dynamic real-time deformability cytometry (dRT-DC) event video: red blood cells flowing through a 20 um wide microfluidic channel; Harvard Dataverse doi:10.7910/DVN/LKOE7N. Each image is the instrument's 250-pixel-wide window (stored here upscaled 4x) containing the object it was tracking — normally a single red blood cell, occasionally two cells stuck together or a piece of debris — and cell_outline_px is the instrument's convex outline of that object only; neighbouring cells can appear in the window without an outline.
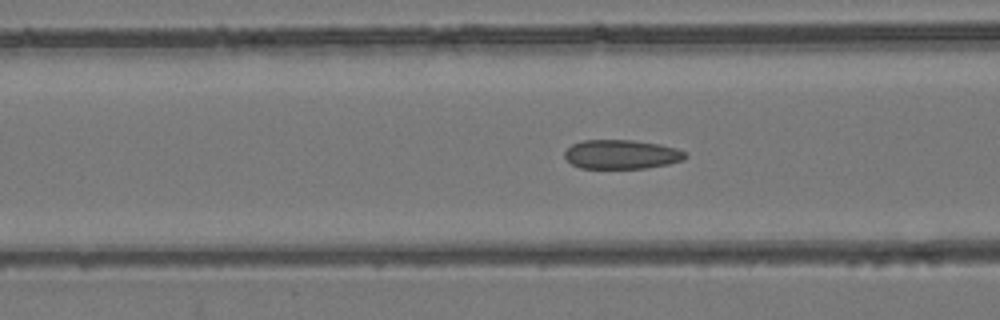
{"species": "common noctule bat (a hibernating species)", "species_latin": "Nyctalus noctula", "temperature_condition": "room temperature", "stored_images_in_passage": 51, "camera_frame_rate_fps": 3000, "um_per_image_px": 0.085, "animal": {"sex": "female", "body_mass_g": 24.6, "forearm_length_mm": 56.2}, "frame": {"image": 1, "passage_image": 22, "time_ms": 7.0, "image_size_px": [1000, 320], "cell_outline_px": [[688, 156], [684, 160], [668, 164], [644, 168], [580, 168], [572, 164], [564, 156], [564, 152], [572, 144], [584, 140], [632, 140], [660, 144], [676, 148], [688, 152]], "centroid_in_image_um": [52.86, 13.12], "position_along_channel_um": 113.7, "area_um2": 20.58}}
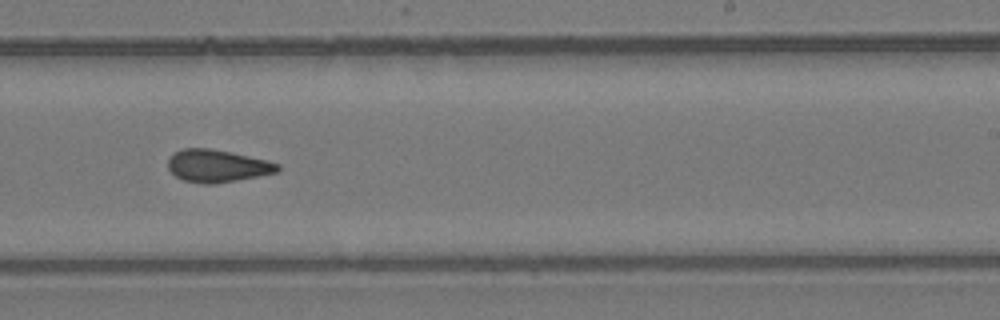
{"frame": {"image": 2, "passage_image": 34, "time_ms": 11.0, "image_size_px": [1000, 320], "cell_outline_px": [[280, 168], [276, 172], [216, 184], [204, 184], [184, 180], [176, 176], [168, 168], [168, 160], [180, 148], [208, 148], [232, 152], [268, 160], [280, 164]], "centroid_in_image_um": [18.47, 14.09], "position_along_channel_um": 270.5, "area_um2": 20.63}}
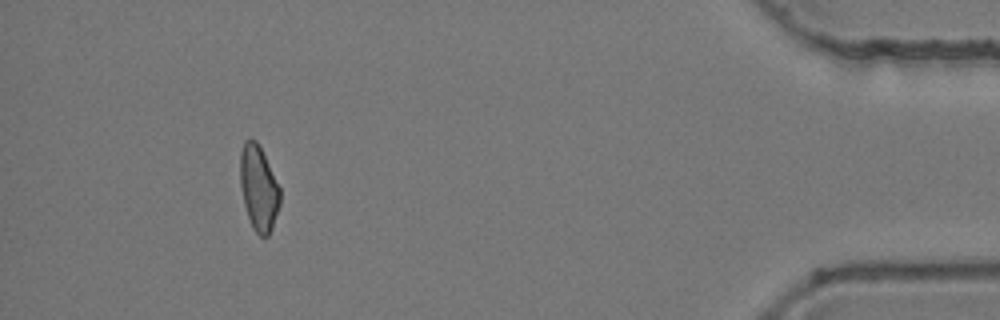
{"frame": {"image": 3, "passage_image": 50, "time_ms": 16.333, "image_size_px": [1000, 320], "cell_outline_px": [[280, 204], [272, 228], [268, 236], [260, 236], [252, 228], [244, 204], [240, 188], [240, 152], [244, 140], [256, 140], [280, 188]], "centroid_in_image_um": [21.97, 16.01], "position_along_channel_um": 413.2, "area_um2": 19.59}}